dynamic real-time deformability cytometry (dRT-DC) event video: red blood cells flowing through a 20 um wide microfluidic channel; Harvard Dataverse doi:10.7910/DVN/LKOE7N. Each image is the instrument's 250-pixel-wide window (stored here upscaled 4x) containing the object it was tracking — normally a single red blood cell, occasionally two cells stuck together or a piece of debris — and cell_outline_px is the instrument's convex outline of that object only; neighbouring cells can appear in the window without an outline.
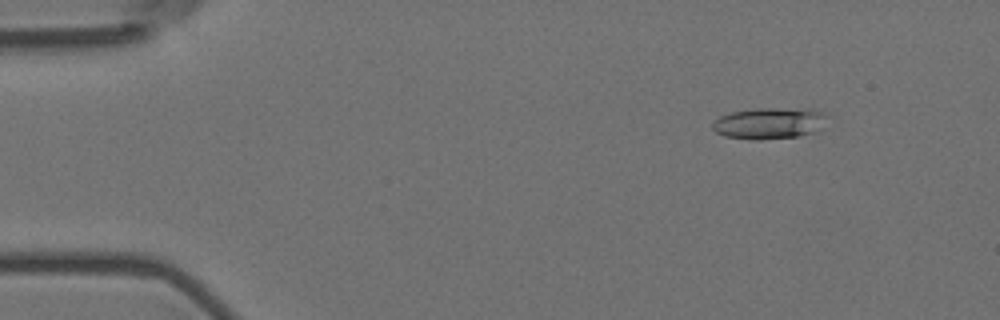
{"species": "Egyptian fruit bat (a non-hibernating species)", "species_latin": "Rousettus aegyptiacus", "temperature_condition": "room temperature", "stored_images_in_passage": 5, "camera_frame_rate_fps": 3000, "um_per_image_px": 0.085, "animal": {"sex": "female"}, "frame": {"image": 1, "passage_image": 1, "time_ms": 0.0, "image_size_px": [1000, 320], "cell_outline_px": [[832, 116], [820, 128], [812, 132], [796, 136], [760, 140], [752, 140], [724, 136], [716, 132], [712, 128], [712, 124], [720, 116], [732, 112], [756, 108], [812, 108], [824, 112]], "centroid_in_image_um": [65.45, 10.45], "position_along_channel_um": 19.6, "area_um2": 21.27}}
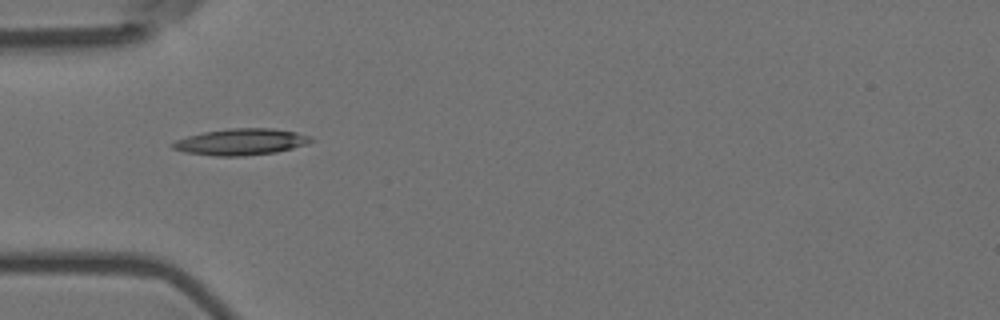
{"frame": {"image": 2, "passage_image": 4, "time_ms": 1.0, "image_size_px": [1000, 320], "cell_outline_px": [[316, 140], [292, 148], [276, 152], [244, 156], [212, 156], [184, 152], [172, 148], [172, 144], [176, 140], [188, 136], [204, 132], [228, 128], [272, 128], [296, 132], [312, 136]], "centroid_in_image_um": [20.5, 12.06], "position_along_channel_um": 64.5, "area_um2": 21.33}}
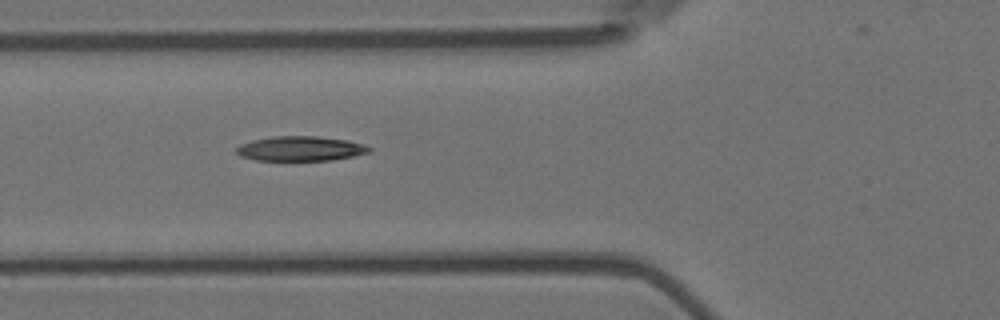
{"frame": {"image": 3, "passage_image": 5, "time_ms": 1.333, "image_size_px": [1000, 320], "cell_outline_px": [[372, 152], [332, 160], [256, 160], [240, 156], [236, 152], [236, 148], [240, 144], [252, 140], [276, 136], [316, 136], [348, 140], [364, 144], [372, 148]], "centroid_in_image_um": [25.56, 12.63], "position_along_channel_um": 100.2, "area_um2": 19.13}}